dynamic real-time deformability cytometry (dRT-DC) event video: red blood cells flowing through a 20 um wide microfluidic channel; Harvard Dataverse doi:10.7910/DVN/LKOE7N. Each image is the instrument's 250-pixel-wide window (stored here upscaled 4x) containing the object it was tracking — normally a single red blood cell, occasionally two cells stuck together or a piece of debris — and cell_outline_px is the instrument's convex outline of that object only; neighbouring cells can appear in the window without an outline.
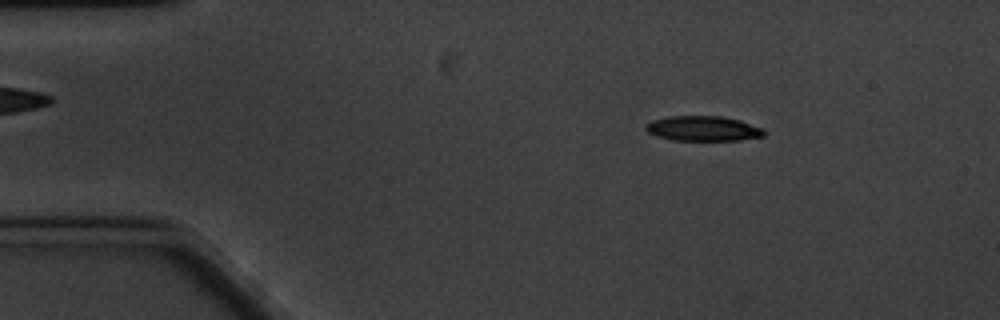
{"species": "common noctule bat (a hibernating species)", "species_latin": "Nyctalus noctula", "temperature_condition": "cold", "stored_images_in_passage": 60, "camera_frame_rate_fps": 3000, "um_per_image_px": 0.085, "animal": {"sex": "male", "body_mass_g": 20.1, "forearm_length_mm": 53.5}, "frame": {"image": 1, "passage_image": 8, "time_ms": 2.333, "image_size_px": [1000, 320], "cell_outline_px": [[764, 136], [740, 140], [672, 140], [656, 136], [648, 132], [644, 128], [644, 124], [652, 120], [668, 116], [720, 116], [740, 120], [764, 128]], "centroid_in_image_um": [59.74, 10.92], "position_along_channel_um": 25.3, "area_um2": 17.34}}
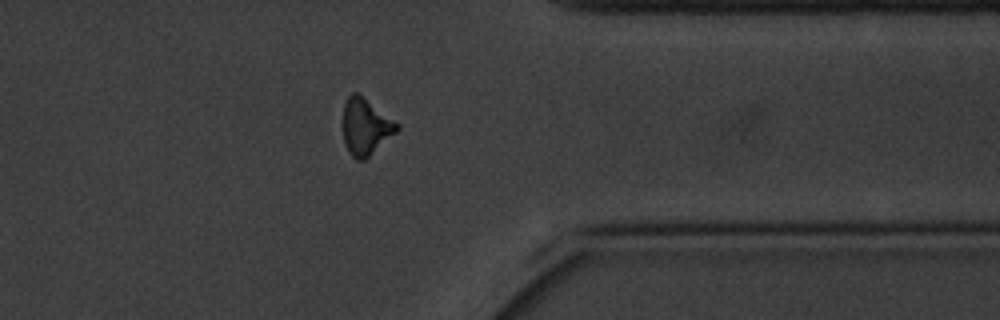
{"frame": {"image": 2, "passage_image": 47, "time_ms": 15.333, "image_size_px": [1000, 320], "cell_outline_px": [[400, 128], [396, 132], [364, 160], [356, 160], [348, 152], [344, 144], [344, 104], [348, 96], [352, 92], [356, 92], [396, 120], [400, 124]], "centroid_in_image_um": [31.09, 10.77], "position_along_channel_um": 380.3, "area_um2": 17.63}}
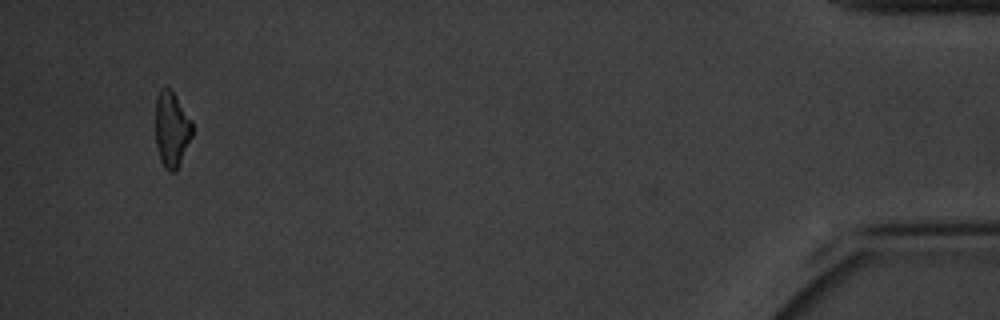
{"frame": {"image": 3, "passage_image": 57, "time_ms": 18.667, "image_size_px": [1000, 320], "cell_outline_px": [[192, 136], [176, 172], [168, 172], [164, 168], [160, 160], [156, 144], [156, 96], [160, 88], [168, 88], [172, 92], [192, 124]], "centroid_in_image_um": [14.56, 11.06], "position_along_channel_um": 420.6, "area_um2": 15.84}, "authors_computed_cell_mechanics": {"area_um2": 17.7157, "velocity_mm_per_s": 3.2681, "shape_relaxation_time_tau1_ms": 5.5181, "shape_relaxation_time_tau2_ms": 9.5782, "deformation_change_tau1": 0.1483, "deformation_change_tau2": 0.2225}}